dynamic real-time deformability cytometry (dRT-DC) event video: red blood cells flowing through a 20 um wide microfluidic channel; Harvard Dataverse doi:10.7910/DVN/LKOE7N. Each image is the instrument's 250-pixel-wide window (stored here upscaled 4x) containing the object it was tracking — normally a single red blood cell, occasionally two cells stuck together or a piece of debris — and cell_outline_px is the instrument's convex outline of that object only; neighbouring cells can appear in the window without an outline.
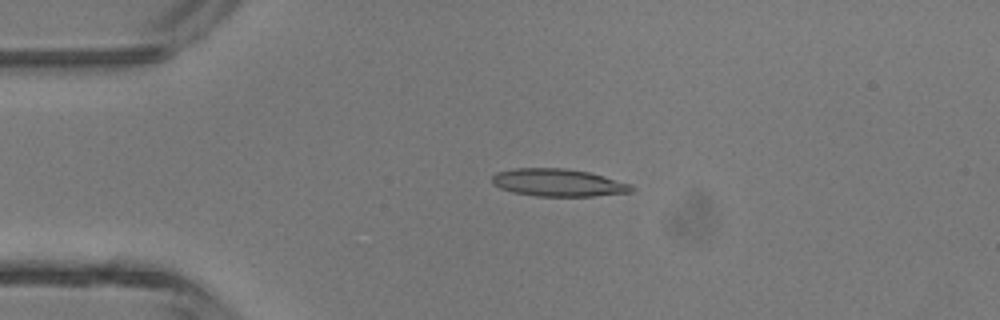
{"species": "common noctule bat (a hibernating species)", "species_latin": "Nyctalus noctula", "temperature_condition": "room temperature", "stored_images_in_passage": 2, "camera_frame_rate_fps": 3000, "um_per_image_px": 0.085, "animal": {"sex": "male", "body_mass_g": 13.3}, "frame": {"image": 1, "passage_image": 2, "time_ms": 0.333, "image_size_px": [1000, 320], "cell_outline_px": [[636, 188], [632, 192], [592, 196], [536, 196], [512, 192], [500, 188], [492, 184], [492, 176], [496, 172], [516, 168], [564, 168], [588, 172], [632, 184]], "centroid_in_image_um": [47.44, 15.53], "position_along_channel_um": 37.6, "area_um2": 22.43}}